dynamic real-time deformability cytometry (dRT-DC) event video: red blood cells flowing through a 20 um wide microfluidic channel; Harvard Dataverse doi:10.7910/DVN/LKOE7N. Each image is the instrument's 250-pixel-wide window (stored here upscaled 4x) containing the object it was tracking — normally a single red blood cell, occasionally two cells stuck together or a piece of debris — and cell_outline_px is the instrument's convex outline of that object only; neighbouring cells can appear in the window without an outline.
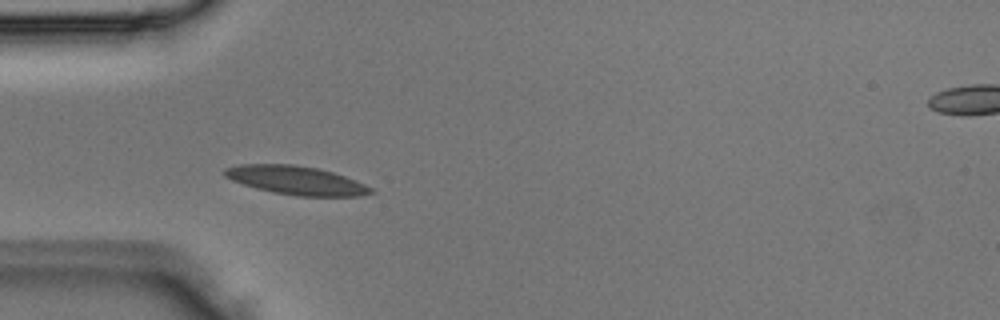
{"species": "Egyptian fruit bat (a non-hibernating species)", "species_latin": "Rousettus aegyptiacus", "temperature_condition": "room temperature", "stored_images_in_passage": 4, "camera_frame_rate_fps": 3000, "um_per_image_px": 0.085, "animal": {"sex": "male"}, "frame": {"image": 1, "passage_image": 4, "time_ms": 1.0, "image_size_px": [1000, 320], "cell_outline_px": [[376, 192], [360, 196], [296, 196], [272, 192], [256, 188], [232, 180], [224, 176], [224, 168], [240, 164], [292, 164], [316, 168], [332, 172], [344, 176], [364, 184], [372, 188]], "centroid_in_image_um": [25.17, 15.33], "position_along_channel_um": 59.8, "area_um2": 24.28}}